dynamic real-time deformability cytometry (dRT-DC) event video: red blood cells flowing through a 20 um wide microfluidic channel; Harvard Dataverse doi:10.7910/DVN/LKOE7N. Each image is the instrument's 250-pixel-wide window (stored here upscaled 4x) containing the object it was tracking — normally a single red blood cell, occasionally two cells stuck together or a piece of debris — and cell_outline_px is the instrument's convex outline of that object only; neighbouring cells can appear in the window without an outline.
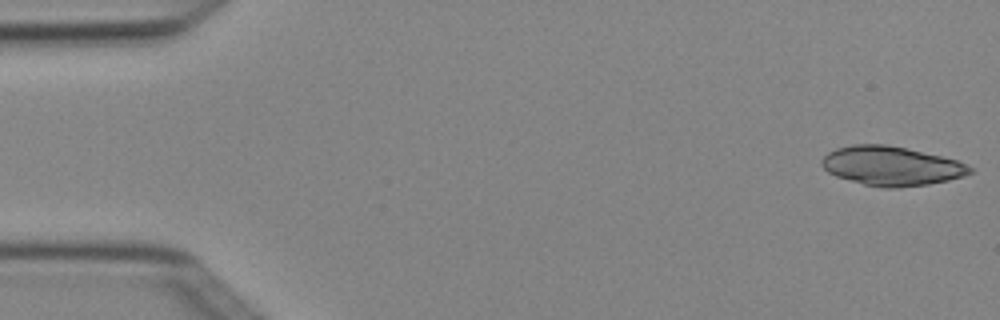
{"species": "Egyptian fruit bat (a non-hibernating species)", "species_latin": "Rousettus aegyptiacus", "temperature_condition": "cold", "stored_images_in_passage": 6, "camera_frame_rate_fps": 3000, "um_per_image_px": 0.085, "animal": {"sex": "female"}, "frame": {"image": 1, "passage_image": 1, "time_ms": 0.0, "image_size_px": [1000, 320], "cell_outline_px": [[972, 172], [964, 176], [948, 180], [928, 184], [896, 188], [888, 188], [864, 184], [836, 176], [828, 172], [820, 164], [820, 160], [828, 152], [836, 148], [852, 144], [884, 144], [904, 148], [940, 156], [956, 160], [968, 164], [972, 168]], "centroid_in_image_um": [75.74, 14.1], "position_along_channel_um": 9.3, "area_um2": 33.64}}